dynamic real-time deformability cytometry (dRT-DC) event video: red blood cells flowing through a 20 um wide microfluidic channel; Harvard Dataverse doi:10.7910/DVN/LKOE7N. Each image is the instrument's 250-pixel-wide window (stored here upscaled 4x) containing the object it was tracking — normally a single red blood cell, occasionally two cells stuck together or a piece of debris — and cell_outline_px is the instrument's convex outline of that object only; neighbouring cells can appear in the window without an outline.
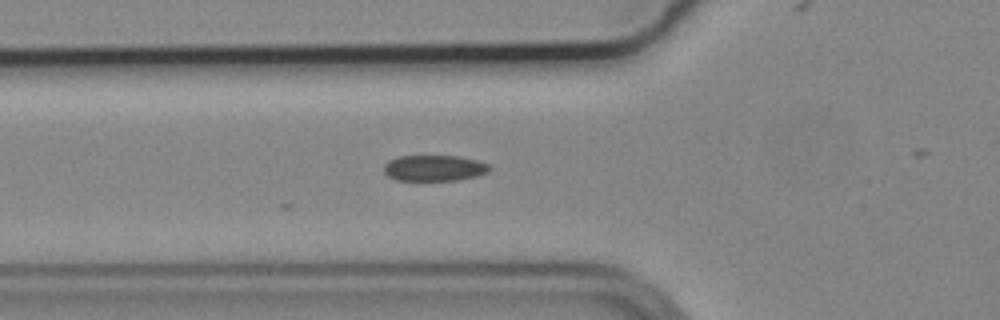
{"species": "common noctule bat (a hibernating species)", "species_latin": "Nyctalus noctula", "temperature_condition": "cold", "stored_images_in_passage": 4, "camera_frame_rate_fps": 3000, "um_per_image_px": 0.085, "animal": {"sex": "male", "body_mass_g": 19.2, "forearm_length_mm": 51.8}, "frame": {"image": 1, "passage_image": 4, "time_ms": 1.0, "image_size_px": [1000, 320], "cell_outline_px": [[492, 168], [488, 172], [476, 176], [456, 180], [396, 180], [388, 176], [384, 172], [384, 164], [388, 160], [400, 156], [460, 156], [476, 160], [488, 164]], "centroid_in_image_um": [36.9, 14.28], "position_along_channel_um": 88.9, "area_um2": 15.95}}